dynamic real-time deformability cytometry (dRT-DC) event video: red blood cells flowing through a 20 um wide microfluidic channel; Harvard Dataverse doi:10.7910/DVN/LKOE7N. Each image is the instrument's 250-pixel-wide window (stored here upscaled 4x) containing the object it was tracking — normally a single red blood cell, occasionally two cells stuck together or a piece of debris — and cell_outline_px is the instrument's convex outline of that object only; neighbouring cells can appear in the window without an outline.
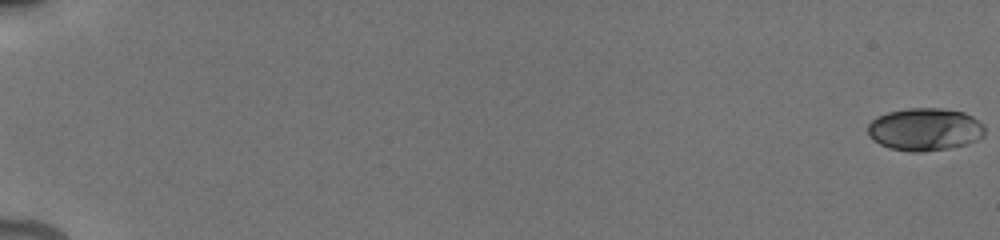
{"species": "human", "species_latin": "Homo sapiens", "temperature_condition": "cold", "stored_images_in_passage": 50, "camera_frame_rate_fps": 3000, "um_per_image_px": 0.085, "donor": {"sex": "male"}, "frame": {"image": 1, "passage_image": 1, "time_ms": 0.0, "image_size_px": [1000, 240], "cell_outline_px": [[984, 136], [968, 144], [948, 148], [924, 152], [912, 152], [892, 148], [880, 144], [868, 132], [868, 124], [872, 120], [888, 112], [908, 108], [940, 108], [964, 112], [972, 116], [984, 124]], "centroid_in_image_um": [78.66, 10.99], "position_along_channel_um": 6.3, "area_um2": 28.9}}
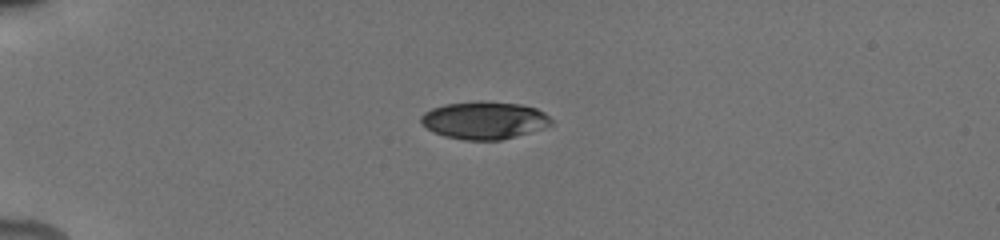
{"frame": {"image": 2, "passage_image": 26, "time_ms": 5.333, "image_size_px": [1000, 240], "cell_outline_px": [[552, 124], [544, 128], [516, 136], [500, 140], [464, 140], [444, 136], [432, 132], [420, 120], [420, 116], [424, 112], [432, 108], [448, 104], [476, 100], [480, 100], [520, 104], [536, 108], [544, 112], [552, 120]], "centroid_in_image_um": [41.17, 10.22], "position_along_channel_um": 43.8, "area_um2": 28.61}}
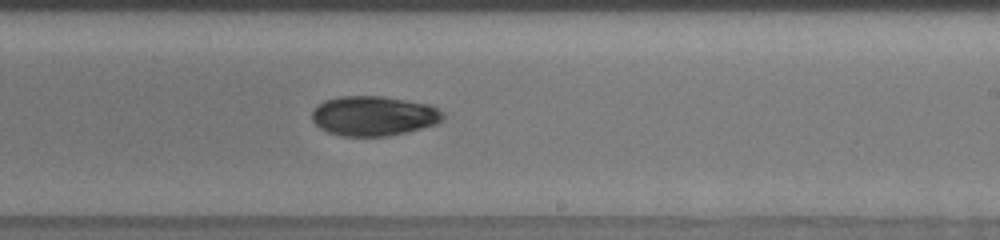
{"frame": {"image": 3, "passage_image": 50, "time_ms": 12.0, "image_size_px": [1000, 240], "cell_outline_px": [[444, 120], [436, 124], [408, 132], [388, 136], [340, 136], [328, 132], [320, 128], [312, 120], [312, 112], [316, 104], [324, 100], [340, 96], [384, 96], [428, 104], [444, 112]], "centroid_in_image_um": [31.76, 9.85], "position_along_channel_um": 257.2, "area_um2": 30.63}}